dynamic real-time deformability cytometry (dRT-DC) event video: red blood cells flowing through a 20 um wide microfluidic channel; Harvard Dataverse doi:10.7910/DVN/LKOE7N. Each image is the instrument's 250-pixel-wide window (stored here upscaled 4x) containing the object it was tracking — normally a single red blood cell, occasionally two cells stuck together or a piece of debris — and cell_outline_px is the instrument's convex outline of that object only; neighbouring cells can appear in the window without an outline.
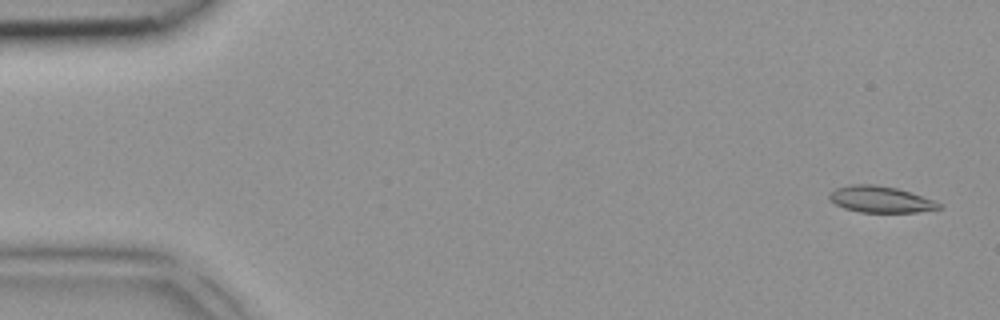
{"species": "common noctule bat (a hibernating species)", "species_latin": "Nyctalus noctula", "temperature_condition": "room temperature", "stored_images_in_passage": 4, "camera_frame_rate_fps": 3000, "um_per_image_px": 0.085, "animal": {"sex": "female", "body_mass_g": 18.4}, "frame": {"image": 1, "passage_image": 1, "time_ms": 0.0, "image_size_px": [1000, 320], "cell_outline_px": [[944, 208], [916, 212], [860, 212], [844, 208], [828, 200], [828, 192], [836, 188], [848, 184], [876, 184], [896, 188], [932, 200], [940, 204]], "centroid_in_image_um": [74.76, 16.94], "position_along_channel_um": 10.2, "area_um2": 16.82}}
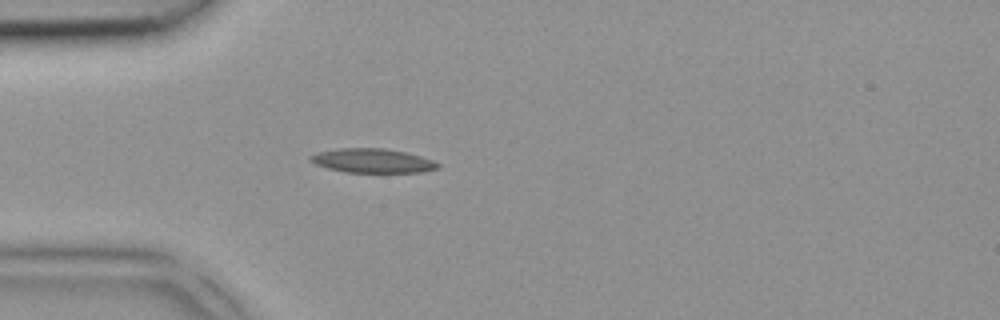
{"frame": {"image": 2, "passage_image": 4, "time_ms": 1.0, "image_size_px": [1000, 320], "cell_outline_px": [[440, 168], [420, 172], [344, 172], [328, 168], [316, 164], [308, 160], [308, 156], [320, 152], [340, 148], [384, 148], [404, 152], [420, 156], [432, 160], [440, 164]], "centroid_in_image_um": [31.65, 13.66], "position_along_channel_um": 53.3, "area_um2": 17.8}}